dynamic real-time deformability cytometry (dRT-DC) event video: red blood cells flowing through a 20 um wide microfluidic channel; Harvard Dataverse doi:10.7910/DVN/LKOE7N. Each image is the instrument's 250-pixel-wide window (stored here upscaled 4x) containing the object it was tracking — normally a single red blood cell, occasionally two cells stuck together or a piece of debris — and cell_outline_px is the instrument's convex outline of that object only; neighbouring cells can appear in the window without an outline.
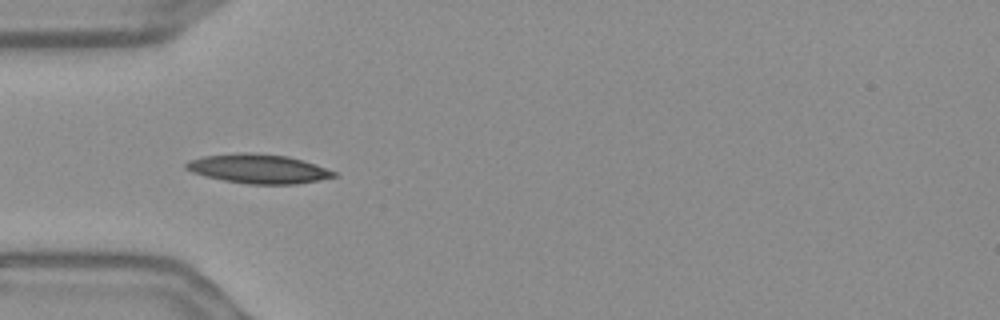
{"species": "Egyptian fruit bat (a non-hibernating species)", "species_latin": "Rousettus aegyptiacus", "temperature_condition": "warm", "stored_images_in_passage": 39, "camera_frame_rate_fps": 3000, "um_per_image_px": 0.085, "frame": {"image": 1, "passage_image": 1, "time_ms": 0.0, "image_size_px": [1000, 320], "cell_outline_px": [[336, 176], [320, 180], [296, 184], [248, 184], [224, 180], [204, 176], [192, 172], [184, 168], [184, 164], [188, 160], [204, 156], [236, 152], [252, 152], [288, 156], [304, 160], [316, 164], [336, 172]], "centroid_in_image_um": [21.94, 14.33], "position_along_channel_um": 63.1, "area_um2": 25.37}}
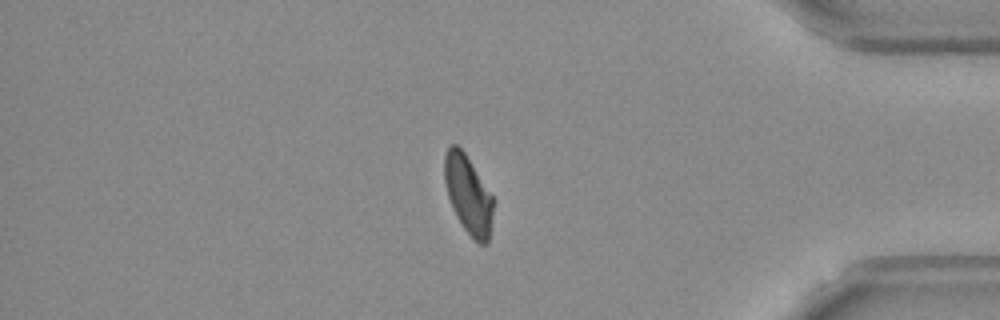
{"frame": {"image": 2, "passage_image": 31, "time_ms": 10.0, "image_size_px": [1000, 320], "cell_outline_px": [[496, 200], [488, 244], [480, 244], [464, 228], [456, 216], [448, 196], [444, 180], [444, 156], [448, 144], [456, 144], [464, 152]], "centroid_in_image_um": [39.82, 16.53], "position_along_channel_um": 395.4, "area_um2": 22.48}}
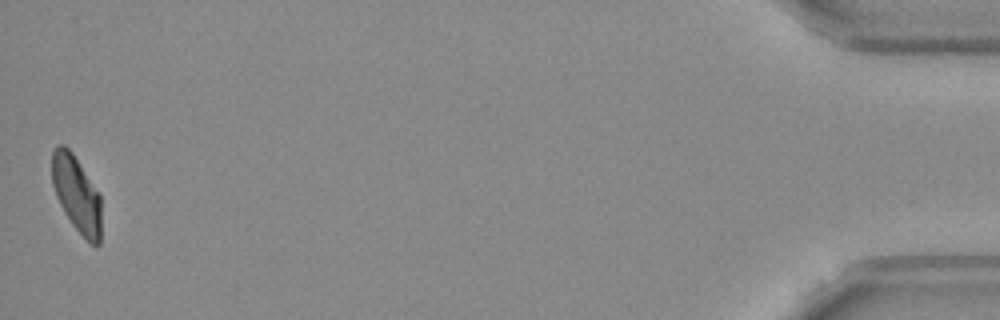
{"frame": {"image": 3, "passage_image": 39, "time_ms": 12.667, "image_size_px": [1000, 320], "cell_outline_px": [[100, 244], [96, 248], [72, 224], [64, 212], [56, 196], [52, 184], [52, 152], [56, 144], [64, 144], [72, 152], [100, 196]], "centroid_in_image_um": [6.48, 16.47], "position_along_channel_um": 428.7, "area_um2": 21.56}, "authors_computed_cell_mechanics": {"area_um2": 23.0622, "velocity_mm_per_s": 3.6431, "shape_relaxation_time_tau1_ms": 3.857, "shape_relaxation_time_tau2_ms": 2.7226, "deformation_change_tau1": 0.1348, "deformation_change_tau2": 0.0774}}